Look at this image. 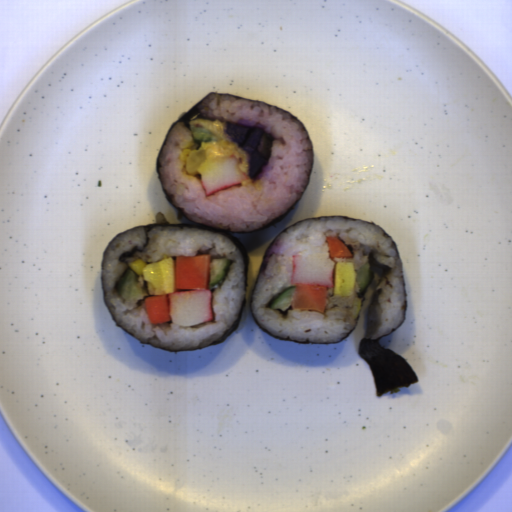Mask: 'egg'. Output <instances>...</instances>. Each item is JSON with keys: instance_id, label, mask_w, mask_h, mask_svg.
I'll use <instances>...</instances> for the list:
<instances>
[{"instance_id": "obj_1", "label": "egg", "mask_w": 512, "mask_h": 512, "mask_svg": "<svg viewBox=\"0 0 512 512\" xmlns=\"http://www.w3.org/2000/svg\"><path fill=\"white\" fill-rule=\"evenodd\" d=\"M189 126H202L210 129L217 137V141L201 142L199 149L205 151L206 158L197 168V172L202 174L204 171L213 166L216 158L229 157L234 155L236 158L242 159L239 167L243 173L248 176L249 173V156L241 149L237 143H234L232 138L224 133L226 123L220 121L218 118L215 120H208L206 118H196L189 121Z\"/></svg>"}, {"instance_id": "obj_2", "label": "egg", "mask_w": 512, "mask_h": 512, "mask_svg": "<svg viewBox=\"0 0 512 512\" xmlns=\"http://www.w3.org/2000/svg\"><path fill=\"white\" fill-rule=\"evenodd\" d=\"M175 264L172 256L160 261L145 263L141 258L128 262V266L141 275L146 283L149 295H169L175 293Z\"/></svg>"}, {"instance_id": "obj_3", "label": "egg", "mask_w": 512, "mask_h": 512, "mask_svg": "<svg viewBox=\"0 0 512 512\" xmlns=\"http://www.w3.org/2000/svg\"><path fill=\"white\" fill-rule=\"evenodd\" d=\"M356 283V269L352 261H338L334 266V296L348 297L353 295Z\"/></svg>"}, {"instance_id": "obj_4", "label": "egg", "mask_w": 512, "mask_h": 512, "mask_svg": "<svg viewBox=\"0 0 512 512\" xmlns=\"http://www.w3.org/2000/svg\"><path fill=\"white\" fill-rule=\"evenodd\" d=\"M362 307V299L359 297H354L352 307L350 309V315L352 316L353 320L358 318L360 311Z\"/></svg>"}]
</instances>
